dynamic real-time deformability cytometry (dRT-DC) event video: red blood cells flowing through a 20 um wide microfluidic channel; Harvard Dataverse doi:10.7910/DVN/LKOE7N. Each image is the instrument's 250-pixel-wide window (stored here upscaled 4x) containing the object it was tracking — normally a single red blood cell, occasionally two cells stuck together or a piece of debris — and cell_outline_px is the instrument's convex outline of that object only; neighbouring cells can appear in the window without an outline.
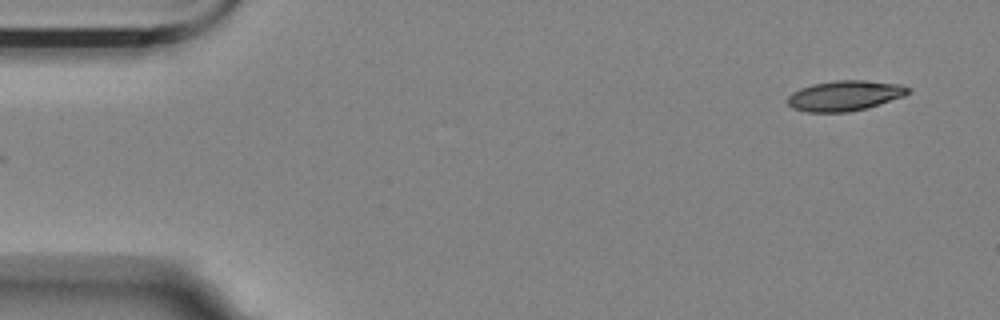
{"species": "Egyptian fruit bat (a non-hibernating species)", "species_latin": "Rousettus aegyptiacus", "temperature_condition": "room temperature", "stored_images_in_passage": 53, "camera_frame_rate_fps": 3000, "um_per_image_px": 0.085, "animal": {"sex": "female"}, "frame": {"image": 1, "passage_image": 1, "time_ms": 0.0, "image_size_px": [1000, 320], "cell_outline_px": [[912, 92], [904, 96], [868, 108], [848, 112], [808, 112], [792, 108], [788, 104], [788, 96], [792, 92], [800, 88], [812, 84], [836, 80], [864, 80], [900, 84], [912, 88]], "centroid_in_image_um": [71.84, 8.13], "position_along_channel_um": 13.2, "area_um2": 21.44}}
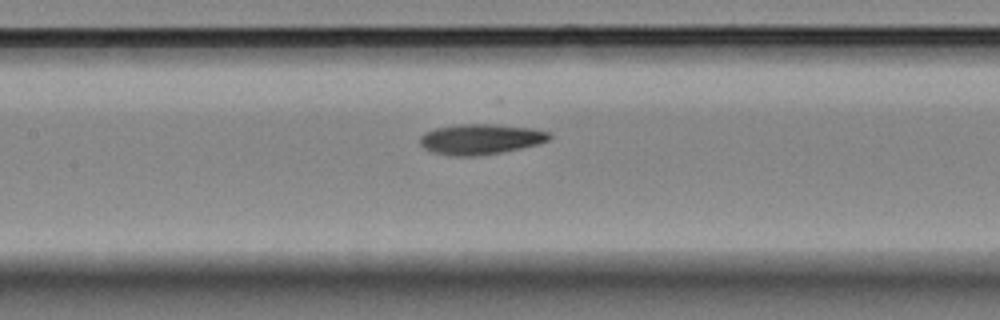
{"frame": {"image": 2, "passage_image": 23, "time_ms": 7.333, "image_size_px": [1000, 320], "cell_outline_px": [[552, 136], [548, 140], [536, 144], [520, 148], [500, 152], [476, 156], [452, 156], [432, 152], [424, 148], [420, 144], [420, 136], [424, 132], [436, 128], [460, 124], [492, 124], [532, 128], [548, 132]], "centroid_in_image_um": [40.81, 11.83], "position_along_channel_um": 166.6, "area_um2": 22.77}}
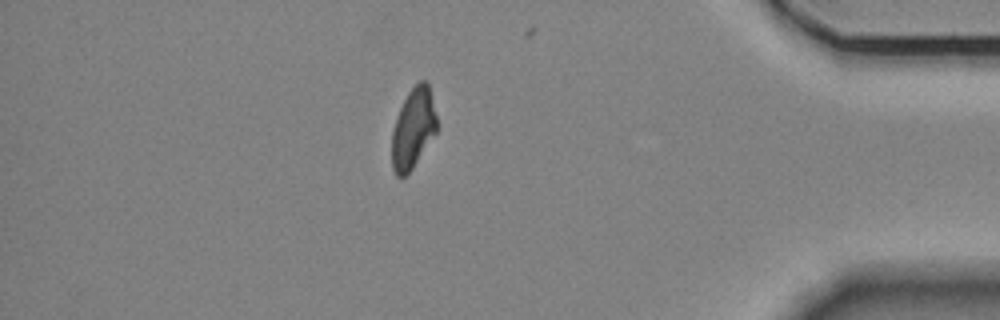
{"frame": {"image": 3, "passage_image": 46, "time_ms": 15.0, "image_size_px": [1000, 320], "cell_outline_px": [[436, 132], [412, 168], [404, 176], [396, 176], [392, 168], [392, 132], [400, 108], [408, 92], [420, 80], [428, 80], [436, 116]], "centroid_in_image_um": [35.11, 10.89], "position_along_channel_um": 400.1, "area_um2": 20.63}, "authors_computed_cell_mechanics": {"area_um2": 22.253, "velocity_mm_per_s": 3.5425, "shape_relaxation_time_tau1_ms": 5.5249, "shape_relaxation_time_tau2_ms": 11.0756, "deformation_change_tau1": 0.1672, "deformation_change_tau2": 0.1971}}